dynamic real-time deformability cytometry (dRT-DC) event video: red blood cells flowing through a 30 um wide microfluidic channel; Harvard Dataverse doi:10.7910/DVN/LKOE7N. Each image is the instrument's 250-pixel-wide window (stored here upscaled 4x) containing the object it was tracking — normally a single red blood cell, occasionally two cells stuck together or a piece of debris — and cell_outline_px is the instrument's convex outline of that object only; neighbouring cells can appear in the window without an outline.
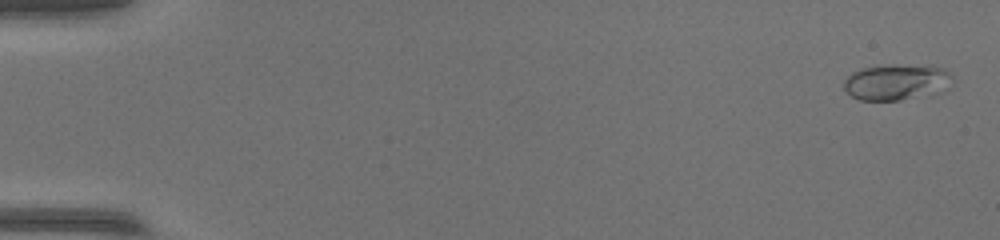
{"species": "common noctule bat (a hibernating species)", "species_latin": "Nyctalus noctula", "temperature_condition": "warm", "stored_images_in_passage": 54, "camera_frame_rate_fps": 3000, "um_per_image_px": 0.085, "animal": {"sex": "female", "body_mass_g": 17.0, "forearm_length_mm": 48.0}, "frame": {"image": 1, "passage_image": 2, "time_ms": 0.333, "image_size_px": [1000, 240], "cell_outline_px": [[952, 76], [948, 92], [932, 96], [900, 100], [860, 100], [852, 96], [844, 88], [844, 80], [852, 72], [860, 68], [892, 64], [932, 64], [944, 68], [952, 72]], "centroid_in_image_um": [76.33, 6.96], "position_along_channel_um": 8.7, "area_um2": 23.87}}
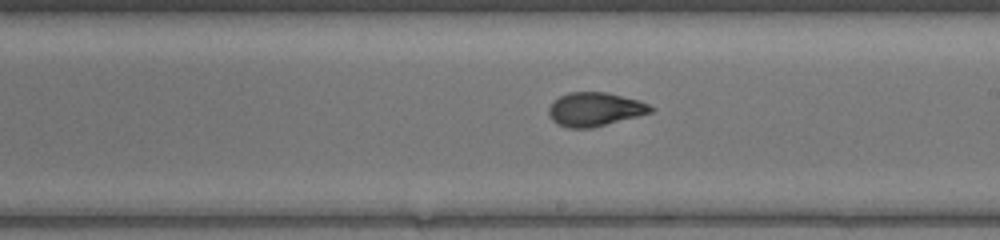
{"frame": {"image": 2, "passage_image": 32, "time_ms": 10.333, "image_size_px": [1000, 240], "cell_outline_px": [[656, 108], [652, 112], [592, 128], [568, 128], [552, 120], [548, 112], [548, 108], [552, 100], [568, 92], [608, 92], [640, 100]], "centroid_in_image_um": [50.56, 9.27], "position_along_channel_um": 238.4, "area_um2": 20.17}}
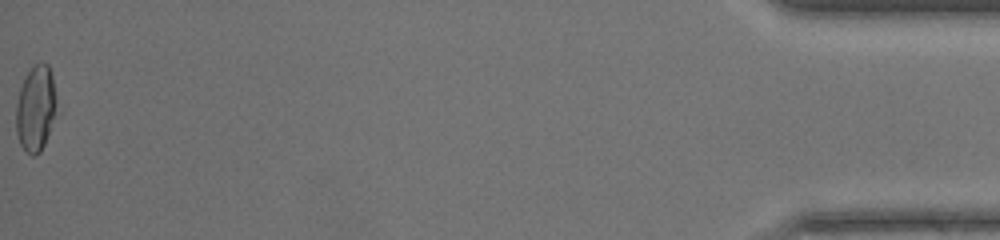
{"frame": {"image": 3, "passage_image": 54, "time_ms": 17.667, "image_size_px": [1000, 240], "cell_outline_px": [[60, 112], [40, 152], [36, 156], [32, 156], [24, 152], [20, 144], [16, 132], [16, 104], [20, 88], [28, 72], [36, 64], [48, 64], [52, 76]], "centroid_in_image_um": [3.08, 9.29], "position_along_channel_um": 432.1, "area_um2": 20.87}}